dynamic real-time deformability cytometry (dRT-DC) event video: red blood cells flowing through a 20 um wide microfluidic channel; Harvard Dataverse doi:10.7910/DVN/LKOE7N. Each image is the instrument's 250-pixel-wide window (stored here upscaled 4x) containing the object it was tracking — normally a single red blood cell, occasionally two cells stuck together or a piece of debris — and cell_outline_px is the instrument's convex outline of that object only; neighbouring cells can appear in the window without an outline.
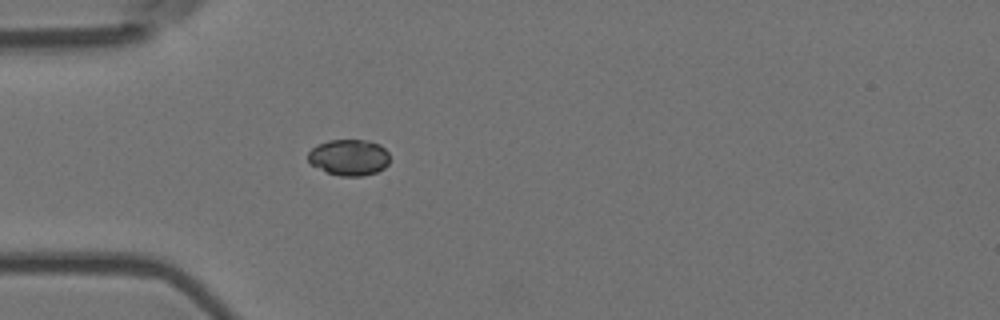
{"species": "Egyptian fruit bat (a non-hibernating species)", "species_latin": "Rousettus aegyptiacus", "temperature_condition": "room temperature", "stored_images_in_passage": 1, "camera_frame_rate_fps": 3000, "um_per_image_px": 0.085, "animal": {"sex": "female"}, "frame": {"image": 1, "passage_image": 1, "time_ms": 0.0, "image_size_px": [1000, 320], "cell_outline_px": [[388, 164], [384, 168], [376, 172], [364, 176], [340, 176], [328, 172], [312, 164], [308, 160], [308, 152], [316, 144], [328, 140], [368, 140], [380, 144], [388, 152]], "centroid_in_image_um": [29.67, 13.36], "position_along_channel_um": 55.3, "area_um2": 17.22}}